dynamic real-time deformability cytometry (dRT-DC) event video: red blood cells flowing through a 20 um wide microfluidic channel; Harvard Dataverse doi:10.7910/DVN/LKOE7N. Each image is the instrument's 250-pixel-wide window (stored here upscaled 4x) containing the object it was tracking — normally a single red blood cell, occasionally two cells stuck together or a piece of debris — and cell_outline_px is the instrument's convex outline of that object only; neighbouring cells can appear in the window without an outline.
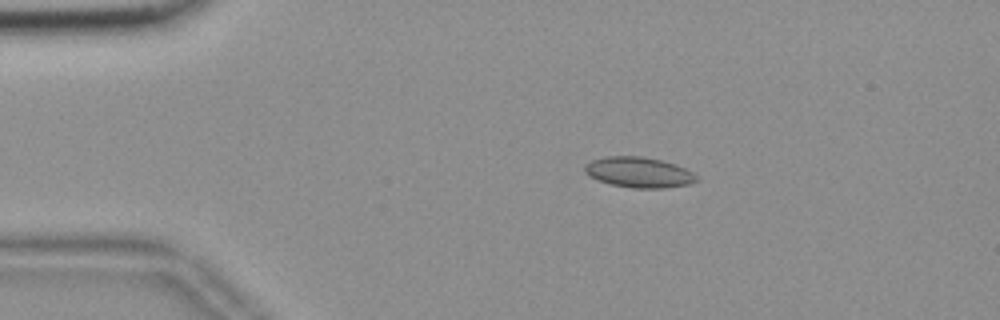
{"species": "common noctule bat (a hibernating species)", "species_latin": "Nyctalus noctula", "temperature_condition": "room temperature", "stored_images_in_passage": 53, "camera_frame_rate_fps": 3000, "um_per_image_px": 0.085, "animal": {"sex": "female", "body_mass_g": 18.4}, "frame": {"image": 1, "passage_image": 8, "time_ms": 2.333, "image_size_px": [1000, 320], "cell_outline_px": [[696, 180], [688, 184], [664, 188], [632, 188], [612, 184], [600, 180], [584, 172], [584, 164], [592, 160], [604, 156], [640, 156], [660, 160], [684, 168], [692, 172], [696, 176]], "centroid_in_image_um": [54.26, 14.64], "position_along_channel_um": 30.7, "area_um2": 19.48}}
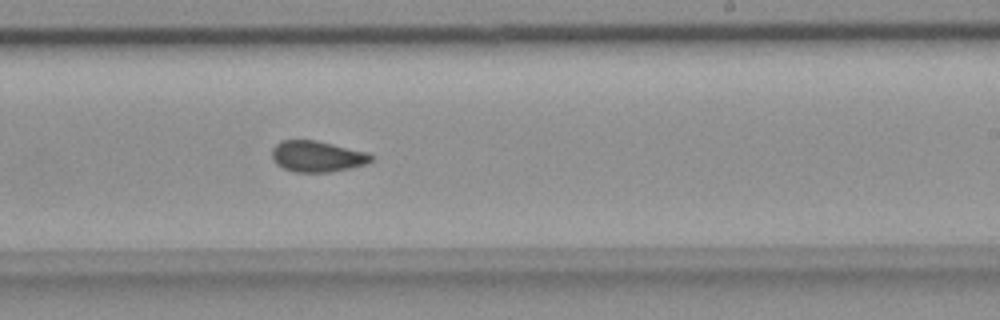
{"frame": {"image": 2, "passage_image": 31, "time_ms": 10.0, "image_size_px": [1000, 320], "cell_outline_px": [[372, 160], [368, 164], [328, 172], [296, 172], [284, 168], [276, 164], [272, 160], [272, 148], [280, 140], [316, 140], [368, 152], [372, 156]], "centroid_in_image_um": [26.94, 13.28], "position_along_channel_um": 262.1, "area_um2": 17.98}}
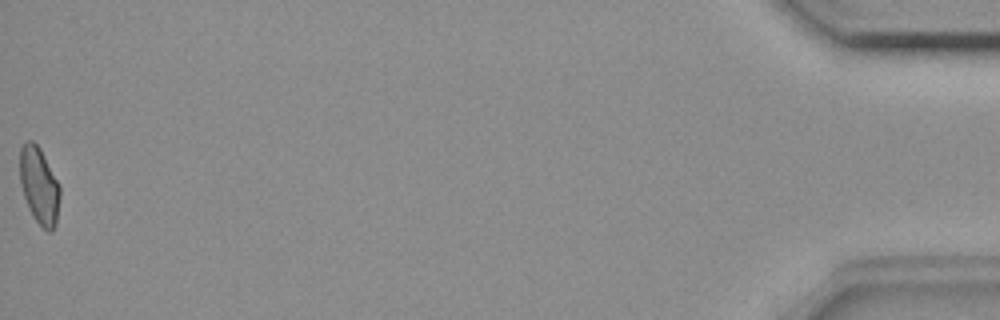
{"frame": {"image": 3, "passage_image": 53, "time_ms": 17.333, "image_size_px": [1000, 320], "cell_outline_px": [[60, 196], [56, 224], [52, 232], [48, 232], [32, 216], [28, 208], [20, 184], [20, 148], [28, 140], [32, 140], [40, 148], [60, 184]], "centroid_in_image_um": [3.34, 15.78], "position_along_channel_um": 431.9, "area_um2": 18.03}, "authors_computed_cell_mechanics": {"area_um2": 18.207, "velocity_mm_per_s": 3.6839, "shape_relaxation_time_tau1_ms": null, "shape_relaxation_time_tau2_ms": 1.4292, "deformation_change_tau1": null, "deformation_change_tau2": 0.0615}}